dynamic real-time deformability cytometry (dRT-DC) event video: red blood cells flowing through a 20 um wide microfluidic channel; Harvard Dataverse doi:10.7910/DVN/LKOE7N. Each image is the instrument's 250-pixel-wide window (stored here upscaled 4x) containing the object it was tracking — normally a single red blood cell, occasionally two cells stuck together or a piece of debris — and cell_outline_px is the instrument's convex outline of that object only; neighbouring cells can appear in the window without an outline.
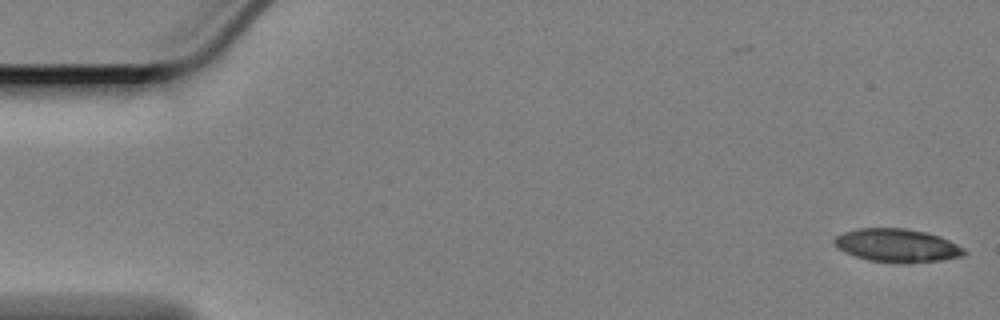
{"species": "Egyptian fruit bat (a non-hibernating species)", "species_latin": "Rousettus aegyptiacus", "temperature_condition": "cold", "stored_images_in_passage": 58, "camera_frame_rate_fps": 3000, "um_per_image_px": 0.085, "animal": {"sex": "female"}, "frame": {"image": 1, "passage_image": 1, "time_ms": 0.0, "image_size_px": [1000, 320], "cell_outline_px": [[968, 252], [960, 256], [940, 260], [868, 260], [856, 256], [840, 248], [832, 240], [836, 236], [844, 232], [856, 228], [904, 228], [924, 232], [940, 236], [964, 248]], "centroid_in_image_um": [76.24, 20.8], "position_along_channel_um": 8.8, "area_um2": 23.93}}
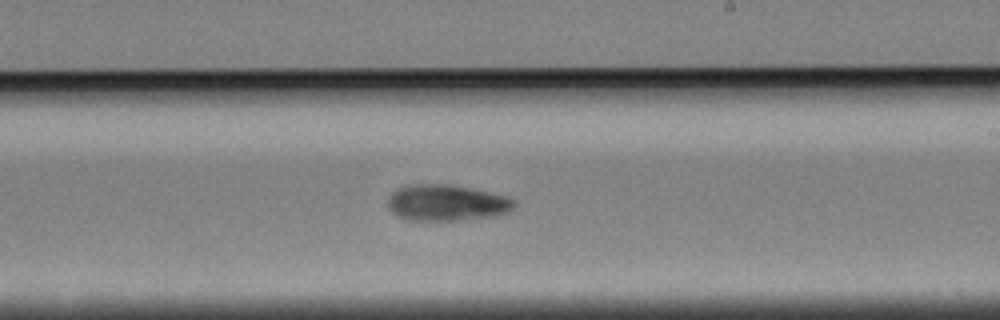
{"frame": {"image": 2, "passage_image": 34, "time_ms": 11.0, "image_size_px": [1000, 320], "cell_outline_px": [[516, 204], [508, 212], [496, 216], [456, 220], [412, 220], [396, 216], [388, 208], [388, 196], [396, 188], [412, 184], [448, 184], [472, 188], [508, 196], [516, 200]], "centroid_in_image_um": [37.96, 17.23], "position_along_channel_um": 251.0, "area_um2": 26.88}}
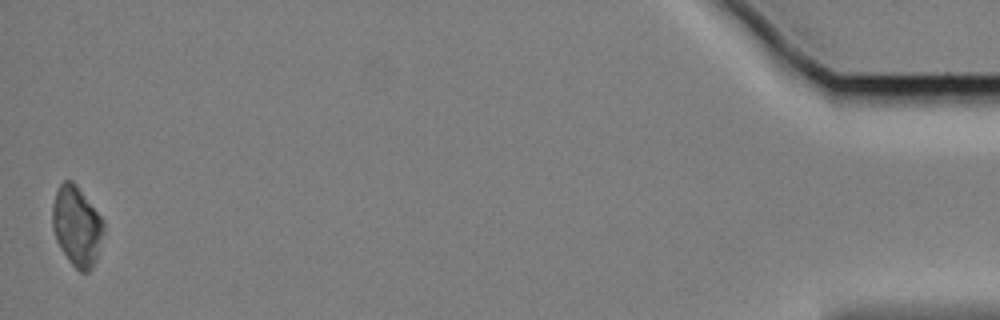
{"frame": {"image": 3, "passage_image": 58, "time_ms": 19.0, "image_size_px": [1000, 320], "cell_outline_px": [[104, 228], [96, 260], [92, 268], [88, 272], [80, 272], [68, 260], [60, 248], [56, 240], [52, 228], [52, 208], [56, 192], [60, 184], [64, 180], [72, 180], [76, 184], [104, 220]], "centroid_in_image_um": [6.52, 19.22], "position_along_channel_um": 428.7, "area_um2": 23.81}, "authors_computed_cell_mechanics": {"area_um2": 25.5476, "velocity_mm_per_s": 3.3577, "shape_relaxation_time_tau1_ms": 5.9522, "shape_relaxation_time_tau2_ms": null, "deformation_change_tau1": 0.1454, "deformation_change_tau2": null}}